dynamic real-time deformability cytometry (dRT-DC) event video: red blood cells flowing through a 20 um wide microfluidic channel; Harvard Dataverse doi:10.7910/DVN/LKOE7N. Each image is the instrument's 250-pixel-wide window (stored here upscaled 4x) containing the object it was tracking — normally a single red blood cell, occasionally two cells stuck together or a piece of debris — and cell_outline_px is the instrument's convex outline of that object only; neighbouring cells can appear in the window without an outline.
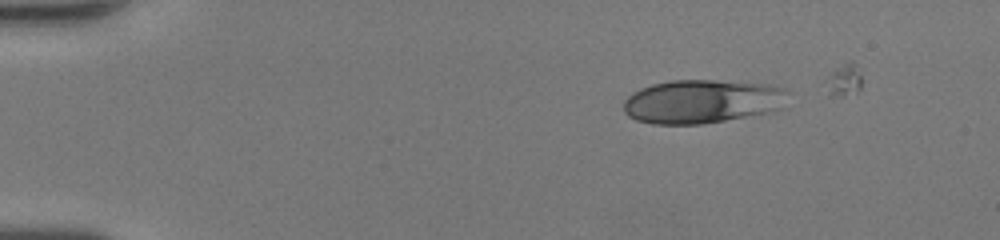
{"species": "human", "species_latin": "Homo sapiens", "temperature_condition": "room temperature", "stored_images_in_passage": 41, "camera_frame_rate_fps": 3000, "um_per_image_px": 0.085, "donor": {"sex": "female"}, "frame": {"image": 1, "passage_image": 6, "time_ms": 1.667, "image_size_px": [1000, 240], "cell_outline_px": [[792, 92], [788, 108], [724, 120], [700, 124], [652, 124], [636, 120], [628, 116], [624, 112], [624, 100], [632, 92], [640, 88], [652, 84], [672, 80], [712, 80], [768, 84], [784, 88]], "centroid_in_image_um": [59.76, 8.61], "position_along_channel_um": 25.2, "area_um2": 42.48}}
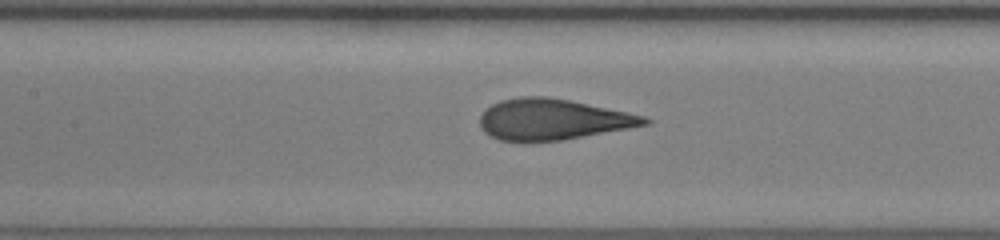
{"frame": {"image": 2, "passage_image": 22, "time_ms": 7.0, "image_size_px": [1000, 240], "cell_outline_px": [[652, 120], [648, 124], [628, 128], [564, 140], [500, 140], [484, 132], [480, 128], [480, 116], [492, 104], [500, 100], [520, 96], [544, 96], [568, 100], [628, 112], [644, 116]], "centroid_in_image_um": [46.98, 10.14], "position_along_channel_um": 160.4, "area_um2": 38.73}}
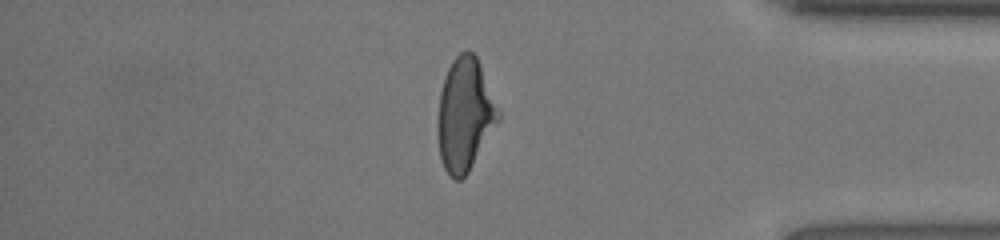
{"frame": {"image": 3, "passage_image": 40, "time_ms": 13.0, "image_size_px": [1000, 240], "cell_outline_px": [[500, 120], [468, 172], [460, 180], [456, 180], [448, 176], [440, 160], [436, 124], [440, 92], [448, 68], [452, 60], [460, 52], [472, 52], [476, 56], [500, 112]], "centroid_in_image_um": [39.49, 9.79], "position_along_channel_um": 395.7, "area_um2": 39.77}}